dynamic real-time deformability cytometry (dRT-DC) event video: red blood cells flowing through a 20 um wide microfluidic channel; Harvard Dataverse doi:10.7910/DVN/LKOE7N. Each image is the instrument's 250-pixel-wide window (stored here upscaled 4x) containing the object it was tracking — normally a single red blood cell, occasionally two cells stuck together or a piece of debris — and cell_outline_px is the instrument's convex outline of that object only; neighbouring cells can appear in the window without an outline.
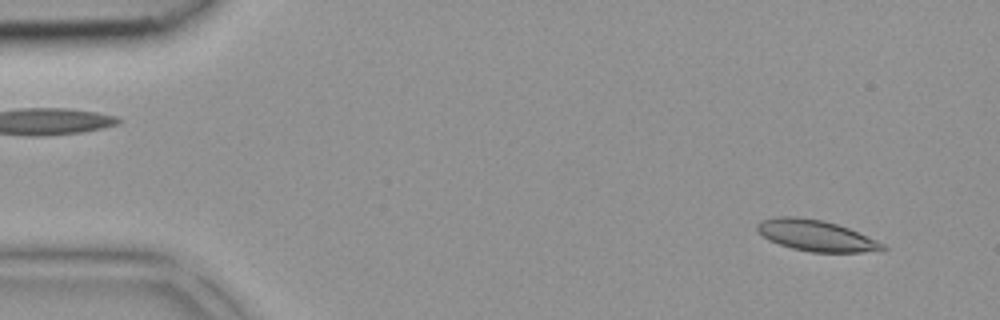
{"species": "common noctule bat (a hibernating species)", "species_latin": "Nyctalus noctula", "temperature_condition": "room temperature", "stored_images_in_passage": 41, "camera_frame_rate_fps": 3000, "um_per_image_px": 0.085, "animal": {"sex": "female", "body_mass_g": 18.4}, "frame": {"image": 1, "passage_image": 3, "time_ms": 0.667, "image_size_px": [1000, 320], "cell_outline_px": [[888, 248], [860, 252], [812, 252], [792, 248], [768, 240], [756, 232], [756, 224], [760, 220], [776, 216], [792, 216], [824, 220], [848, 228], [884, 244]], "centroid_in_image_um": [69.26, 20.0], "position_along_channel_um": 15.7, "area_um2": 22.54}}
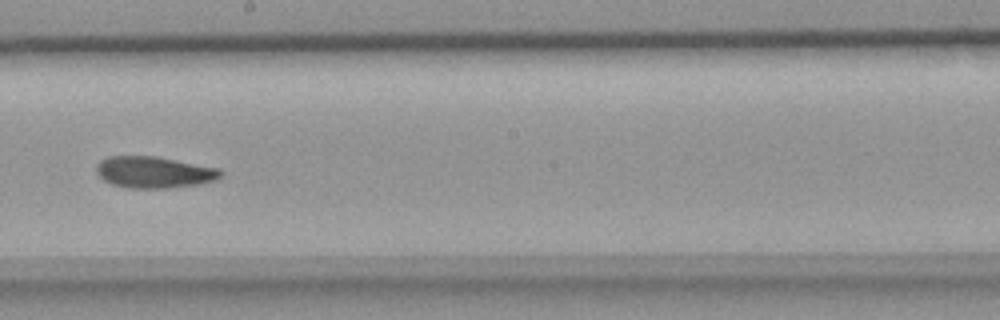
{"frame": {"image": 2, "passage_image": 23, "time_ms": 7.333, "image_size_px": [1000, 320], "cell_outline_px": [[224, 172], [216, 180], [200, 184], [168, 188], [128, 188], [112, 184], [104, 180], [96, 172], [96, 164], [100, 160], [108, 156], [152, 156], [220, 168]], "centroid_in_image_um": [13.09, 14.64], "position_along_channel_um": 235.1, "area_um2": 22.83}}
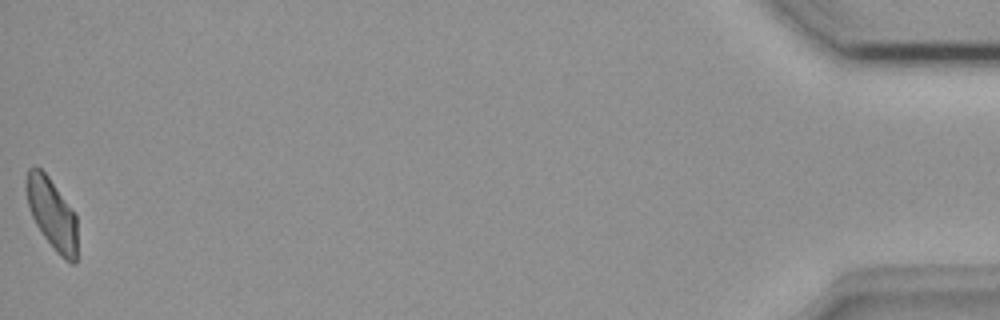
{"frame": {"image": 3, "passage_image": 41, "time_ms": 13.333, "image_size_px": [1000, 320], "cell_outline_px": [[76, 264], [72, 264], [64, 260], [56, 252], [44, 236], [36, 224], [28, 208], [24, 184], [28, 168], [40, 168], [48, 176], [76, 216]], "centroid_in_image_um": [4.38, 18.18], "position_along_channel_um": 430.8, "area_um2": 20.92}}